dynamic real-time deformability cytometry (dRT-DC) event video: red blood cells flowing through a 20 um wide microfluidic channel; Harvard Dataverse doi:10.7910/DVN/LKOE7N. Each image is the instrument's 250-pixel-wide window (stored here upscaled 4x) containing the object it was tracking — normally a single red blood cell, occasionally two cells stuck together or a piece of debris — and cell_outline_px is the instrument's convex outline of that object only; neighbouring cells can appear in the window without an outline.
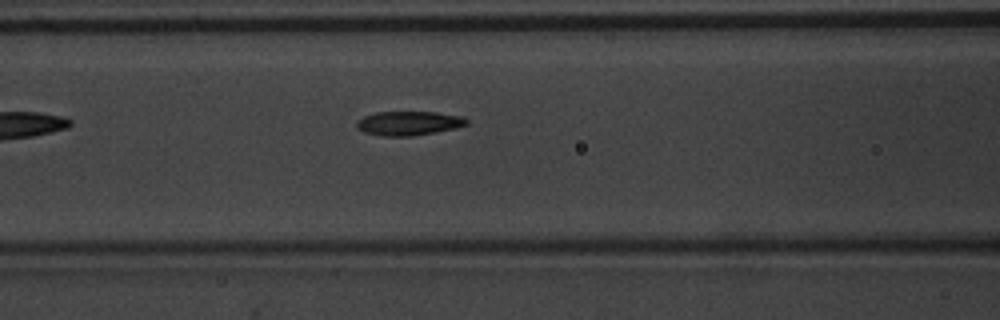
{"species": "common noctule bat (a hibernating species)", "species_latin": "Nyctalus noctula", "temperature_condition": "warm", "stored_images_in_passage": 5, "camera_frame_rate_fps": 3000, "um_per_image_px": 0.085, "animal": {"sex": "male", "body_mass_g": 20.1, "forearm_length_mm": 53.5}, "frame": {"image": 1, "passage_image": 5, "time_ms": 1.333, "image_size_px": [1000, 320], "cell_outline_px": [[468, 124], [456, 128], [412, 136], [380, 136], [364, 132], [356, 128], [356, 120], [364, 116], [376, 112], [436, 112], [464, 116], [468, 120]], "centroid_in_image_um": [34.73, 10.47], "position_along_channel_um": 131.9, "area_um2": 15.61}}